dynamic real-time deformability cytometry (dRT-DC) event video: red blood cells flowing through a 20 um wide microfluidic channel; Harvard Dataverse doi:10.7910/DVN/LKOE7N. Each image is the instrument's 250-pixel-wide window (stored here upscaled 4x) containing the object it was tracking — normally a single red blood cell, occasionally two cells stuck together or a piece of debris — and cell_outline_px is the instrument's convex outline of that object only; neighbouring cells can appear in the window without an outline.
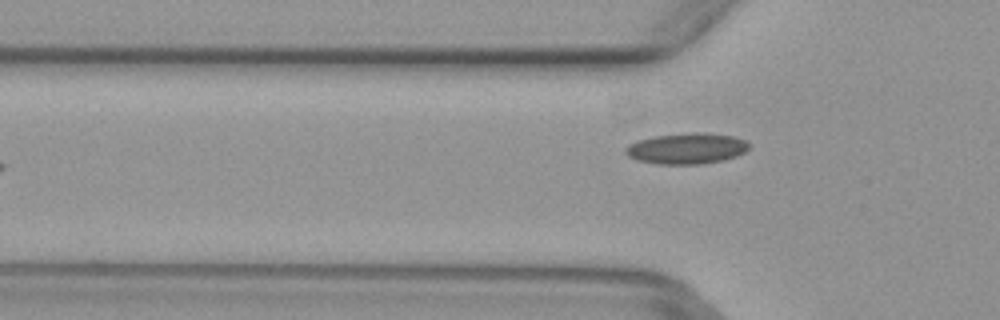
{"species": "common noctule bat (a hibernating species)", "species_latin": "Nyctalus noctula", "temperature_condition": "warm", "stored_images_in_passage": 6, "camera_frame_rate_fps": 3000, "um_per_image_px": 0.085, "animal": {"sex": "female", "body_mass_g": 29.2, "forearm_length_mm": 56.3}, "frame": {"image": 1, "passage_image": 6, "time_ms": 1.667, "image_size_px": [1000, 320], "cell_outline_px": [[752, 144], [744, 152], [736, 156], [724, 160], [700, 164], [656, 164], [636, 160], [628, 156], [624, 152], [624, 148], [628, 144], [636, 140], [656, 136], [692, 132], [704, 132], [732, 136], [744, 140]], "centroid_in_image_um": [58.34, 12.62], "position_along_channel_um": 67.5, "area_um2": 22.43}}